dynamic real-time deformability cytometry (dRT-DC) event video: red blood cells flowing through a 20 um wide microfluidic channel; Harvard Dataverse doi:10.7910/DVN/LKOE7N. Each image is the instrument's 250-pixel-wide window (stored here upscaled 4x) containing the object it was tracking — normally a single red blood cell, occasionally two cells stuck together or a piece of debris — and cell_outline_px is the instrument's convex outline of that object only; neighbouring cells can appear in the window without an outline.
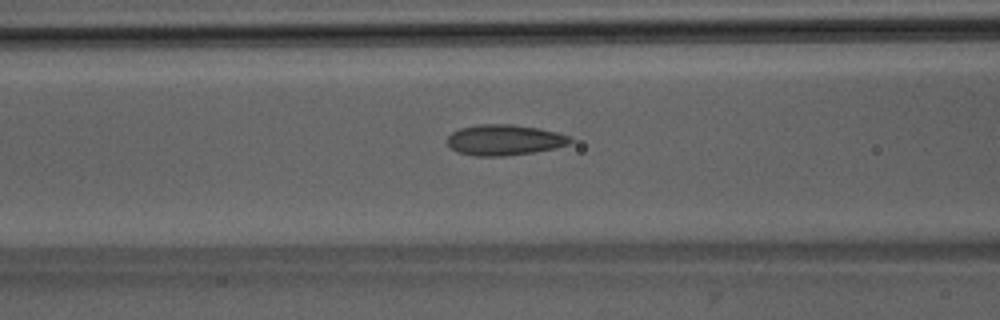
{"species": "Egyptian fruit bat (a non-hibernating species)", "species_latin": "Rousettus aegyptiacus", "temperature_condition": "room temperature", "stored_images_in_passage": 51, "camera_frame_rate_fps": 3000, "um_per_image_px": 0.085, "animal": {"sex": "male"}, "frame": {"image": 1, "passage_image": 21, "time_ms": 6.667, "image_size_px": [1000, 320], "cell_outline_px": [[572, 140], [568, 144], [556, 148], [532, 152], [504, 156], [472, 156], [456, 152], [448, 144], [448, 136], [452, 132], [460, 128], [480, 124], [512, 124], [536, 128], [556, 132], [568, 136]], "centroid_in_image_um": [42.83, 11.9], "position_along_channel_um": 123.8, "area_um2": 21.85}}
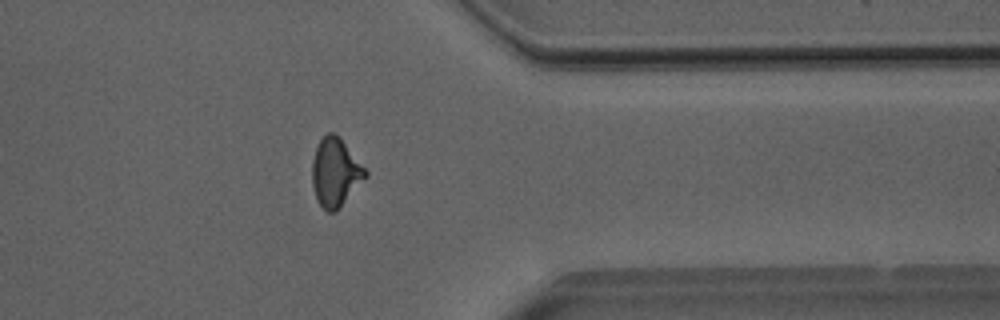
{"frame": {"image": 2, "passage_image": 41, "time_ms": 13.333, "image_size_px": [1000, 320], "cell_outline_px": [[368, 176], [336, 212], [328, 212], [320, 204], [316, 196], [312, 184], [312, 160], [316, 148], [320, 140], [328, 132], [336, 132], [340, 136], [368, 172]], "centroid_in_image_um": [28.52, 14.64], "position_along_channel_um": 382.9, "area_um2": 21.27}}
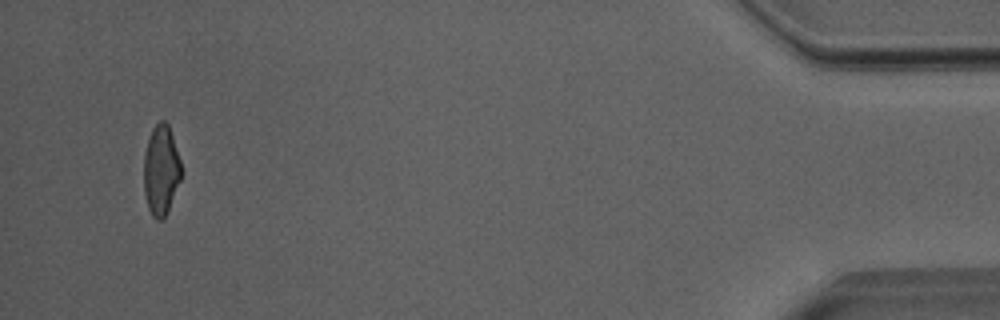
{"frame": {"image": 3, "passage_image": 49, "time_ms": 16.0, "image_size_px": [1000, 320], "cell_outline_px": [[184, 172], [168, 212], [160, 220], [156, 220], [152, 216], [148, 208], [144, 192], [144, 152], [152, 128], [160, 120], [164, 120], [168, 124]], "centroid_in_image_um": [13.7, 14.48], "position_along_channel_um": 421.5, "area_um2": 19.88}, "authors_computed_cell_mechanics": {"area_um2": 20.9236, "velocity_mm_per_s": 4.0306, "shape_relaxation_time_tau1_ms": 5.5403, "shape_relaxation_time_tau2_ms": 1.1931, "deformation_change_tau1": 0.1656, "deformation_change_tau2": 0.0792}}